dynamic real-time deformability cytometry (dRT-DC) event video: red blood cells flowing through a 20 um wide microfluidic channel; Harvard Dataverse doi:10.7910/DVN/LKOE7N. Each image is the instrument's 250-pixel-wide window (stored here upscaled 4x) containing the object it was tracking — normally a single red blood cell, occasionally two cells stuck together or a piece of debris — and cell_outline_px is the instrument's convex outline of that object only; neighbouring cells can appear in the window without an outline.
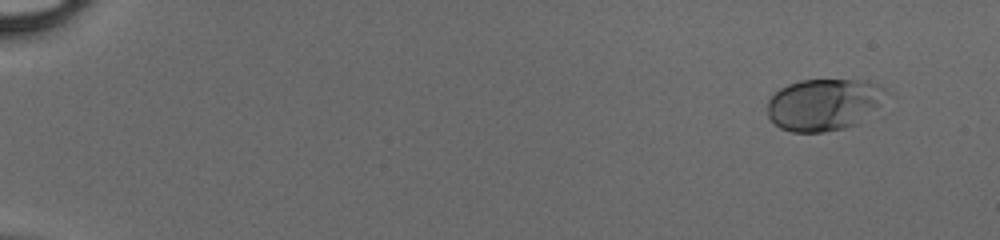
{"species": "human", "species_latin": "Homo sapiens", "temperature_condition": "cold", "stored_images_in_passage": 47, "camera_frame_rate_fps": 3000, "um_per_image_px": 0.085, "donor": {"sex": "male"}, "frame": {"image": 1, "passage_image": 1, "time_ms": 0.0, "image_size_px": [1000, 240], "cell_outline_px": [[892, 92], [860, 124], [844, 128], [824, 132], [792, 132], [780, 128], [768, 116], [768, 100], [780, 88], [788, 84], [800, 80], [864, 80], [880, 84]], "centroid_in_image_um": [70.1, 8.88], "position_along_channel_um": 14.9, "area_um2": 36.36}}
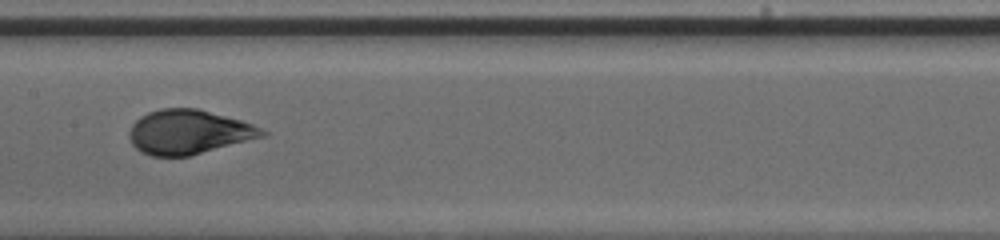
{"frame": {"image": 2, "passage_image": 25, "time_ms": 8.0, "image_size_px": [1000, 240], "cell_outline_px": [[268, 136], [188, 156], [152, 156], [140, 152], [132, 144], [128, 136], [128, 132], [132, 124], [140, 116], [148, 112], [160, 108], [196, 108], [240, 120], [252, 124], [268, 132]], "centroid_in_image_um": [16.02, 11.22], "position_along_channel_um": 191.4, "area_um2": 34.45}}
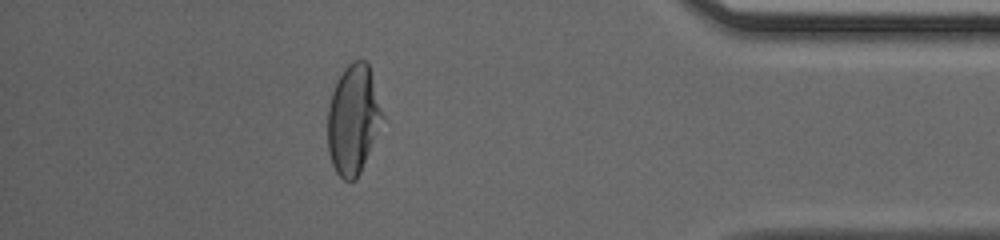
{"frame": {"image": 3, "passage_image": 42, "time_ms": 13.667, "image_size_px": [1000, 240], "cell_outline_px": [[384, 120], [360, 172], [356, 180], [344, 180], [336, 172], [332, 164], [328, 152], [328, 108], [332, 92], [336, 80], [344, 68], [352, 60], [364, 60], [368, 64], [384, 116]], "centroid_in_image_um": [30.02, 10.15], "position_along_channel_um": 405.2, "area_um2": 34.85}}